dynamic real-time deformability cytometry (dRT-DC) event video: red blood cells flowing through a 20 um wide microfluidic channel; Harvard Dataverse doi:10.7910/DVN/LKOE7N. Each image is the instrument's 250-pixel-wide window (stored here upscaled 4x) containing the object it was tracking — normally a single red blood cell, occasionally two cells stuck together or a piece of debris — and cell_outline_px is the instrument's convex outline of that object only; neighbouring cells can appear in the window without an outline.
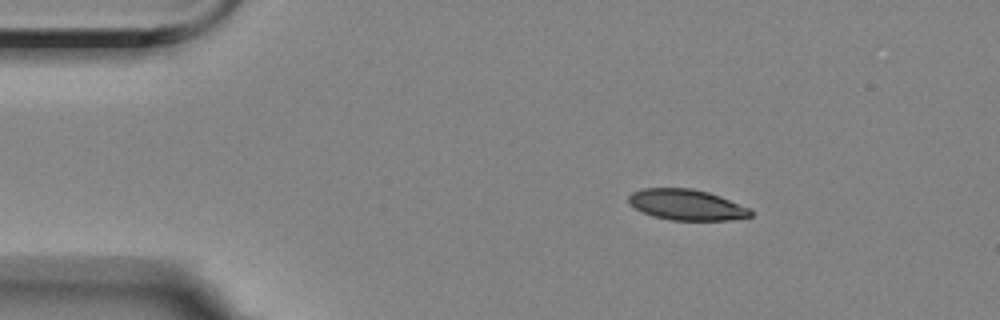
{"species": "Egyptian fruit bat (a non-hibernating species)", "species_latin": "Rousettus aegyptiacus", "temperature_condition": "room temperature", "stored_images_in_passage": 3, "camera_frame_rate_fps": 3000, "um_per_image_px": 0.085, "animal": {"sex": "female"}, "frame": {"image": 1, "passage_image": 1, "time_ms": 0.0, "image_size_px": [1000, 320], "cell_outline_px": [[752, 216], [732, 220], [672, 220], [652, 216], [636, 208], [628, 200], [628, 196], [632, 192], [644, 188], [692, 188], [708, 192], [720, 196], [752, 208]], "centroid_in_image_um": [58.41, 17.4], "position_along_channel_um": 26.6, "area_um2": 21.91}}